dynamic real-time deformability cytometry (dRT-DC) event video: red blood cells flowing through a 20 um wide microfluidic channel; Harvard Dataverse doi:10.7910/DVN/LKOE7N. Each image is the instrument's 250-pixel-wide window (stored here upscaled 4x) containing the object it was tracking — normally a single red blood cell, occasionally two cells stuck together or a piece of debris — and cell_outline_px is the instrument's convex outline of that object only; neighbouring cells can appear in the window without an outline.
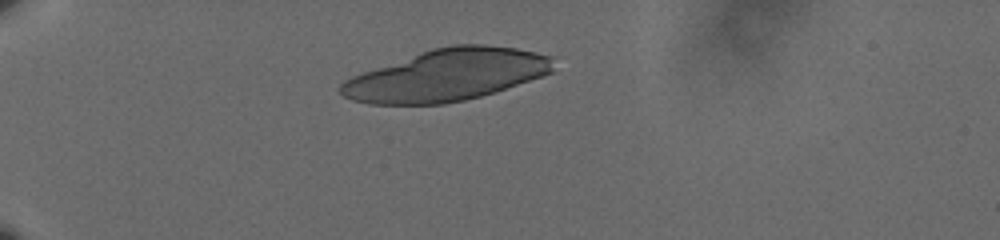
{"species": "human", "species_latin": "Homo sapiens", "temperature_condition": "cold", "stored_images_in_passage": 38, "camera_frame_rate_fps": 3000, "um_per_image_px": 0.085, "donor": {"sex": "male"}, "frame": {"image": 1, "passage_image": 1, "time_ms": 0.0, "image_size_px": [1000, 240], "cell_outline_px": [[556, 56], [552, 72], [480, 96], [464, 100], [444, 104], [368, 104], [352, 100], [344, 96], [340, 92], [340, 84], [344, 80], [352, 76], [432, 48], [452, 44], [488, 44], [516, 48]], "centroid_in_image_um": [37.99, 6.37], "position_along_channel_um": 47.0, "area_um2": 63.75}}